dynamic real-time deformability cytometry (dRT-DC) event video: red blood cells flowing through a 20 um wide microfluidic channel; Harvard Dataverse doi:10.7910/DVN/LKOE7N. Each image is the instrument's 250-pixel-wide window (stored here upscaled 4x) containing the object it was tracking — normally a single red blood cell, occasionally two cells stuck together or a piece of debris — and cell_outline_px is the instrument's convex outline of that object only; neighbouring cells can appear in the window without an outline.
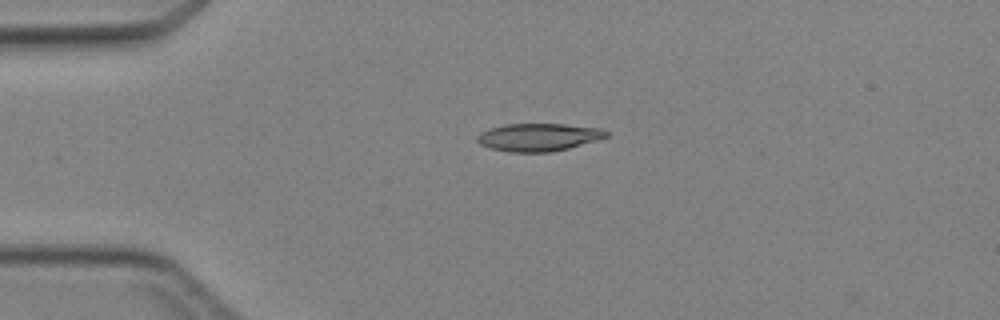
{"species": "Egyptian fruit bat (a non-hibernating species)", "species_latin": "Rousettus aegyptiacus", "temperature_condition": "cold", "stored_images_in_passage": 2, "camera_frame_rate_fps": 3000, "um_per_image_px": 0.085, "animal": {"sex": "female"}, "frame": {"image": 1, "passage_image": 1, "time_ms": 0.0, "image_size_px": [1000, 320], "cell_outline_px": [[608, 136], [596, 140], [568, 148], [552, 152], [508, 152], [488, 148], [480, 144], [476, 140], [476, 136], [480, 132], [488, 128], [504, 124], [564, 124], [604, 128], [608, 132]], "centroid_in_image_um": [45.73, 11.66], "position_along_channel_um": 39.3, "area_um2": 21.1}}